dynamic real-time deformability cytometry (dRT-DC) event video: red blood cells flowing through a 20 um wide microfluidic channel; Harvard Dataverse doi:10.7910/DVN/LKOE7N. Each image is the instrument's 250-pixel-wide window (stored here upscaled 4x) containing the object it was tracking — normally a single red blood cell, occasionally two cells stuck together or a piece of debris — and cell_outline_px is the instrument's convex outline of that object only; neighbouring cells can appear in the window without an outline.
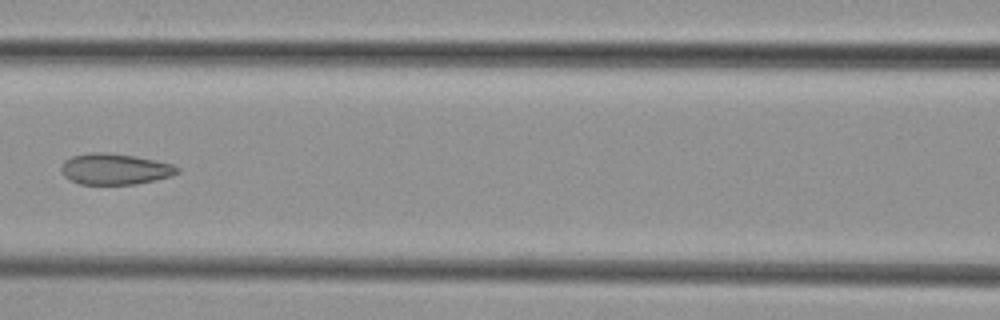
{"species": "common noctule bat (a hibernating species)", "species_latin": "Nyctalus noctula", "temperature_condition": "cold", "stored_images_in_passage": 7, "camera_frame_rate_fps": 3000, "um_per_image_px": 0.085, "animal": {"sex": "female", "body_mass_g": 29.2, "forearm_length_mm": 56.3}, "frame": {"image": 1, "passage_image": 6, "time_ms": 6.0, "image_size_px": [1000, 320], "cell_outline_px": [[180, 172], [172, 176], [156, 180], [136, 184], [80, 184], [64, 176], [60, 168], [64, 160], [72, 156], [92, 152], [104, 152], [136, 156], [172, 164], [180, 168]], "centroid_in_image_um": [9.78, 14.37], "position_along_channel_um": 156.8, "area_um2": 21.04}}
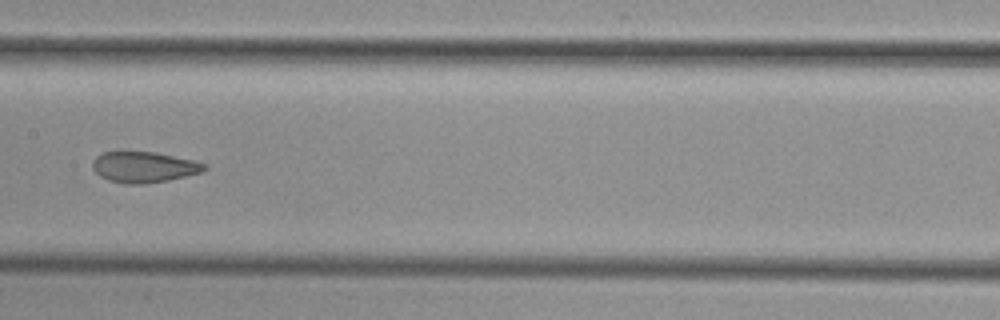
{"frame": {"image": 2, "passage_image": 7, "time_ms": 7.0, "image_size_px": [1000, 320], "cell_outline_px": [[208, 168], [204, 172], [168, 180], [140, 184], [124, 184], [108, 180], [100, 176], [92, 168], [92, 160], [96, 156], [104, 152], [156, 152], [196, 160], [208, 164]], "centroid_in_image_um": [12.28, 14.2], "position_along_channel_um": 195.1, "area_um2": 20.35}}